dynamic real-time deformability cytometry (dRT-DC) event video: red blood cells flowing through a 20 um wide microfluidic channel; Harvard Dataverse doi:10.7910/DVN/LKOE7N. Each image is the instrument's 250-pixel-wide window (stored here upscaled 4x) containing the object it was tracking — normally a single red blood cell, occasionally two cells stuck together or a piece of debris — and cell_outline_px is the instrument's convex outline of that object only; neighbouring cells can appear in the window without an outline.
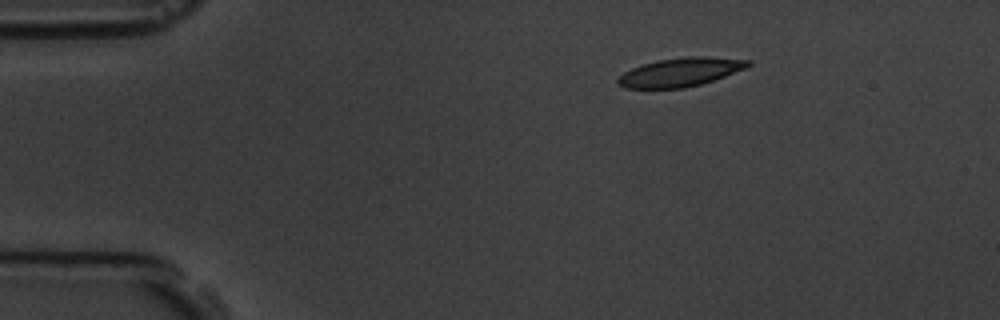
{"species": "common noctule bat (a hibernating species)", "species_latin": "Nyctalus noctula", "temperature_condition": "room temperature", "stored_images_in_passage": 3, "camera_frame_rate_fps": 3000, "um_per_image_px": 0.085, "animal": {"sex": "male", "body_mass_g": 19.5, "forearm_length_mm": 54.6}, "frame": {"image": 1, "passage_image": 1, "time_ms": 0.0, "image_size_px": [1000, 320], "cell_outline_px": [[752, 64], [744, 68], [724, 76], [700, 84], [684, 88], [624, 88], [616, 80], [624, 72], [632, 68], [656, 60], [688, 56], [704, 56], [752, 60]], "centroid_in_image_um": [57.83, 6.12], "position_along_channel_um": 27.2, "area_um2": 21.5}}